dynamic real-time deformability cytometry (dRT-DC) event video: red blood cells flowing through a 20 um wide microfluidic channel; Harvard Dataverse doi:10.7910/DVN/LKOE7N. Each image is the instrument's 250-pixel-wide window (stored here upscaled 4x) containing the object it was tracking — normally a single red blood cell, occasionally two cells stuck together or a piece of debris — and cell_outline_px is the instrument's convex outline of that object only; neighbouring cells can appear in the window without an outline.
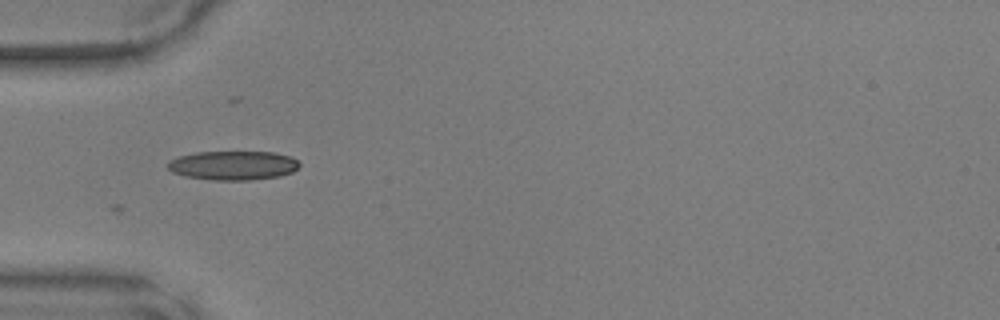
{"species": "common noctule bat (a hibernating species)", "species_latin": "Nyctalus noctula", "temperature_condition": "warm", "stored_images_in_passage": 34, "camera_frame_rate_fps": 3000, "um_per_image_px": 0.085, "animal": {"sex": "male", "body_mass_g": 17.9, "forearm_length_mm": 54.2}, "frame": {"image": 1, "passage_image": 1, "time_ms": 0.0, "image_size_px": [1000, 320], "cell_outline_px": [[300, 164], [292, 172], [280, 176], [248, 180], [212, 180], [184, 176], [172, 172], [168, 168], [168, 160], [180, 156], [196, 152], [276, 152], [292, 156]], "centroid_in_image_um": [19.81, 14.06], "position_along_channel_um": 65.2, "area_um2": 22.37}}
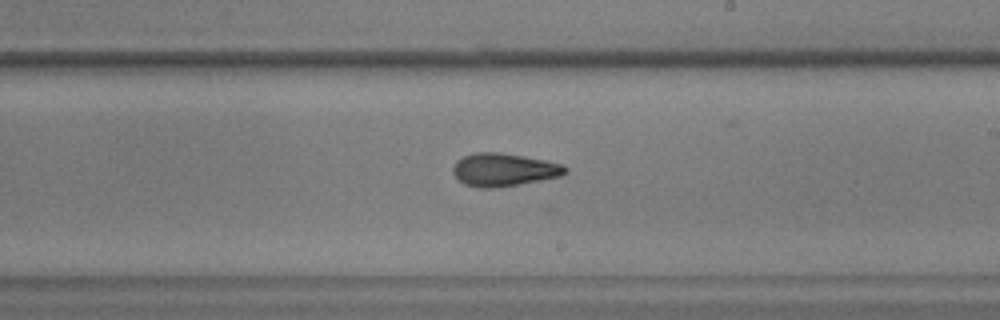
{"frame": {"image": 2, "passage_image": 14, "time_ms": 4.333, "image_size_px": [1000, 320], "cell_outline_px": [[568, 172], [564, 176], [492, 188], [480, 188], [464, 184], [452, 172], [452, 168], [456, 160], [464, 156], [476, 152], [500, 152], [524, 156], [564, 164], [568, 168]], "centroid_in_image_um": [42.85, 14.42], "position_along_channel_um": 246.2, "area_um2": 21.62}}
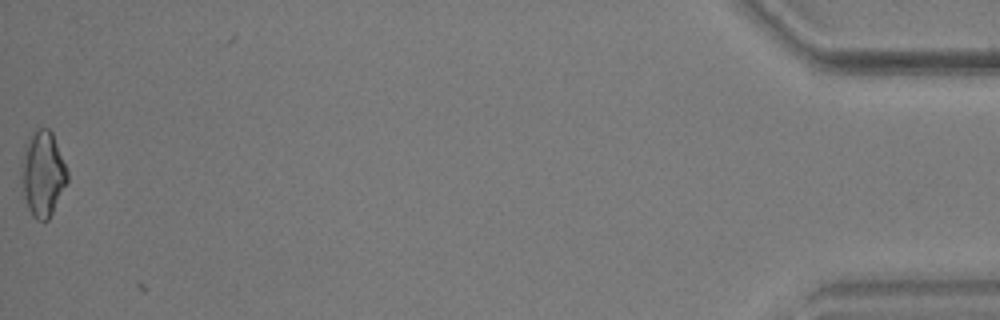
{"frame": {"image": 3, "passage_image": 34, "time_ms": 11.0, "image_size_px": [1000, 320], "cell_outline_px": [[68, 180], [48, 220], [36, 220], [32, 216], [28, 208], [24, 196], [20, 176], [20, 172], [24, 144], [36, 128], [48, 128], [52, 132], [68, 172]], "centroid_in_image_um": [3.61, 14.75], "position_along_channel_um": 431.6, "area_um2": 22.83}}